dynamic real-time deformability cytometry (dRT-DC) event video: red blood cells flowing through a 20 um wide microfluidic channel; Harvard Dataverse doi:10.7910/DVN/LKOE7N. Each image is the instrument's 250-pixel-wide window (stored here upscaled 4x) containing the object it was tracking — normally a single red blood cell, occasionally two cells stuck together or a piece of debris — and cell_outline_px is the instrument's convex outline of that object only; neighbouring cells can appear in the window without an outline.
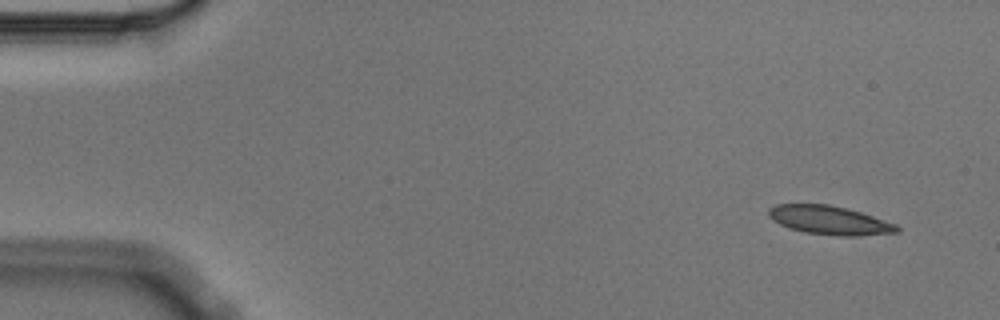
{"species": "Egyptian fruit bat (a non-hibernating species)", "species_latin": "Rousettus aegyptiacus", "temperature_condition": "cold", "stored_images_in_passage": 5, "camera_frame_rate_fps": 3000, "um_per_image_px": 0.085, "animal": {"sex": "male"}, "frame": {"image": 1, "passage_image": 1, "time_ms": 0.0, "image_size_px": [1000, 320], "cell_outline_px": [[900, 232], [856, 236], [836, 236], [804, 232], [788, 228], [772, 220], [768, 216], [768, 208], [776, 204], [828, 204], [848, 208], [896, 224], [900, 228]], "centroid_in_image_um": [70.48, 18.72], "position_along_channel_um": 14.5, "area_um2": 21.62}}
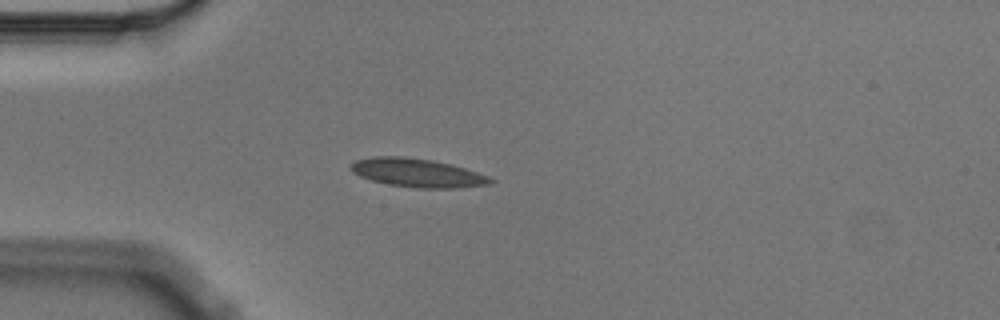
{"frame": {"image": 2, "passage_image": 4, "time_ms": 1.0, "image_size_px": [1000, 320], "cell_outline_px": [[496, 180], [488, 184], [456, 188], [416, 188], [388, 184], [372, 180], [360, 176], [352, 172], [348, 168], [356, 160], [372, 156], [400, 156], [432, 160], [452, 164], [488, 176]], "centroid_in_image_um": [35.45, 14.69], "position_along_channel_um": 49.6, "area_um2": 23.18}}